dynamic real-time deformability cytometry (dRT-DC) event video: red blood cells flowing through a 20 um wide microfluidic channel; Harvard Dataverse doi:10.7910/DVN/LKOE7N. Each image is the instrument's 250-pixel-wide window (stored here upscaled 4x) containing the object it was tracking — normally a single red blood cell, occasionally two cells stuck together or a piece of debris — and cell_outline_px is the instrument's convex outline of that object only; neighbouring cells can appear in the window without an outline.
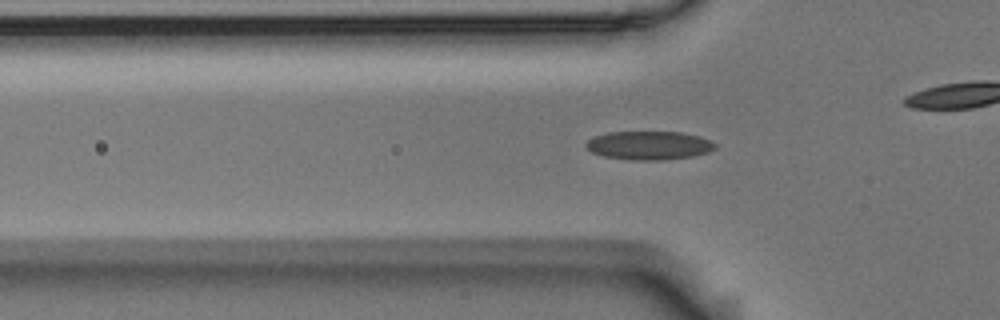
{"species": "Egyptian fruit bat (a non-hibernating species)", "species_latin": "Rousettus aegyptiacus", "temperature_condition": "room temperature", "stored_images_in_passage": 45, "camera_frame_rate_fps": 3000, "um_per_image_px": 0.085, "animal": {"sex": "male"}, "frame": {"image": 1, "passage_image": 6, "time_ms": 1.667, "image_size_px": [1000, 320], "cell_outline_px": [[716, 148], [708, 152], [692, 156], [660, 160], [636, 160], [604, 156], [592, 152], [584, 144], [588, 140], [596, 136], [608, 132], [680, 132], [700, 136], [716, 144]], "centroid_in_image_um": [55.18, 12.35], "position_along_channel_um": 70.6, "area_um2": 21.27}}
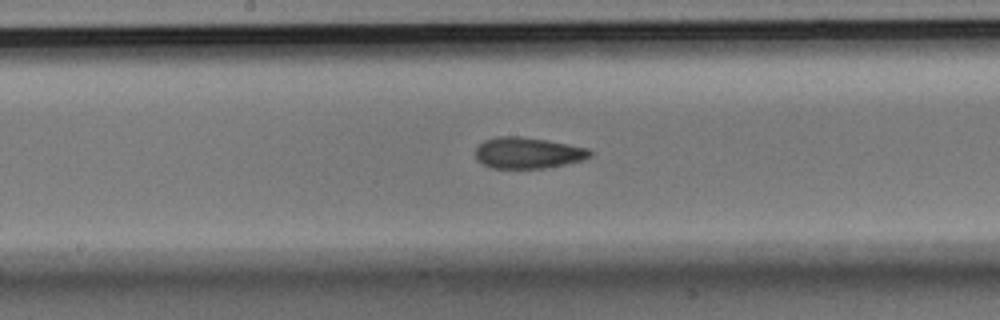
{"frame": {"image": 2, "passage_image": 17, "time_ms": 5.333, "image_size_px": [1000, 320], "cell_outline_px": [[592, 156], [584, 160], [544, 168], [492, 168], [476, 160], [476, 148], [484, 140], [496, 136], [520, 136], [568, 144], [588, 148], [592, 152]], "centroid_in_image_um": [44.86, 12.99], "position_along_channel_um": 203.3, "area_um2": 20.75}}
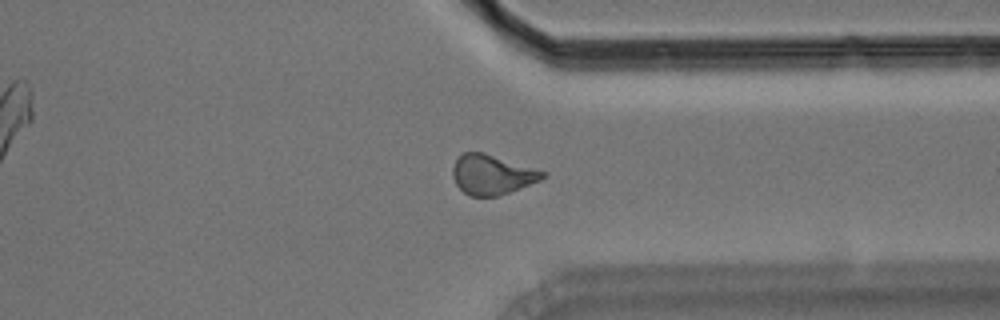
{"frame": {"image": 3, "passage_image": 31, "time_ms": 10.0, "image_size_px": [1000, 320], "cell_outline_px": [[544, 176], [540, 180], [508, 192], [496, 196], [468, 196], [456, 184], [452, 176], [452, 168], [456, 160], [464, 152], [484, 152], [544, 172]], "centroid_in_image_um": [41.75, 14.84], "position_along_channel_um": 369.7, "area_um2": 20.35}, "authors_computed_cell_mechanics": {"area_um2": 20.7502, "velocity_mm_per_s": 3.5922, "shape_relaxation_time_tau1_ms": 8.2862, "shape_relaxation_time_tau2_ms": 2.8511, "deformation_change_tau1": 0.1498, "deformation_change_tau2": 0.0899}}